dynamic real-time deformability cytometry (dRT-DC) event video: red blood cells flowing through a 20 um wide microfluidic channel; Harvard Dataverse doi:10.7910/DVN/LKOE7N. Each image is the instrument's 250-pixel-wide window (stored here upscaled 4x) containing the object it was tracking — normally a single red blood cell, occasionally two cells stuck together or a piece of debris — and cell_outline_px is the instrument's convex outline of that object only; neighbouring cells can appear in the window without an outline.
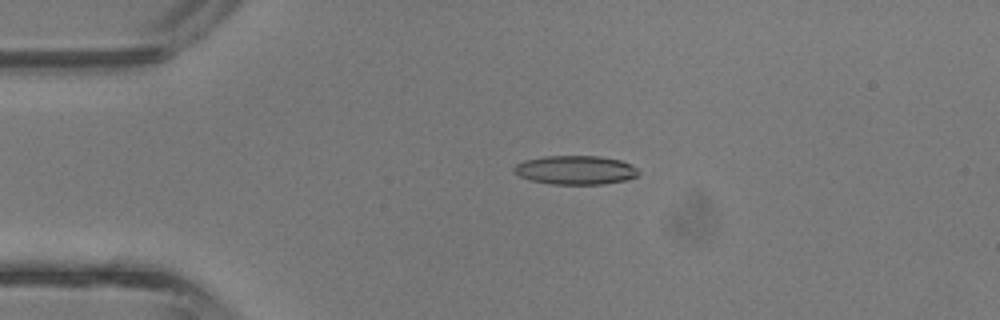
{"species": "common noctule bat (a hibernating species)", "species_latin": "Nyctalus noctula", "temperature_condition": "room temperature", "stored_images_in_passage": 34, "camera_frame_rate_fps": 3000, "um_per_image_px": 0.085, "animal": {"sex": "male", "body_mass_g": 13.3}, "frame": {"image": 1, "passage_image": 1, "time_ms": 0.0, "image_size_px": [1000, 320], "cell_outline_px": [[640, 172], [636, 176], [628, 180], [604, 184], [552, 184], [532, 180], [520, 176], [512, 172], [512, 168], [516, 164], [524, 160], [544, 156], [600, 156], [620, 160], [632, 164]], "centroid_in_image_um": [48.92, 14.45], "position_along_channel_um": 36.1, "area_um2": 21.1}}
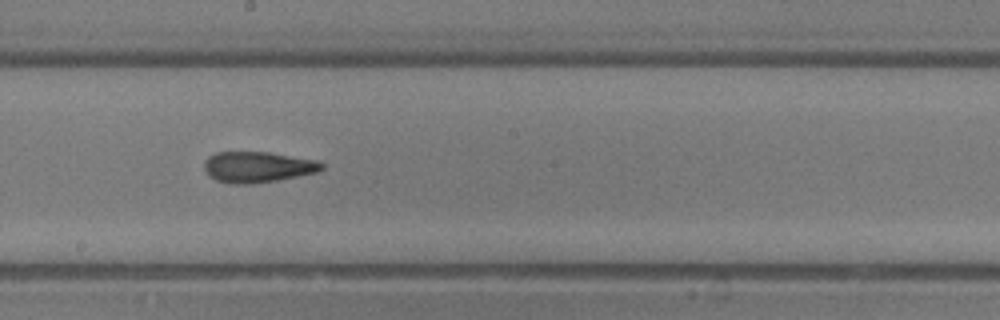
{"frame": {"image": 2, "passage_image": 15, "time_ms": 4.667, "image_size_px": [1000, 320], "cell_outline_px": [[324, 168], [316, 172], [276, 180], [248, 184], [232, 184], [216, 180], [208, 176], [204, 168], [204, 164], [208, 156], [216, 152], [268, 152], [320, 160], [324, 164]], "centroid_in_image_um": [21.9, 14.18], "position_along_channel_um": 226.3, "area_um2": 21.15}}
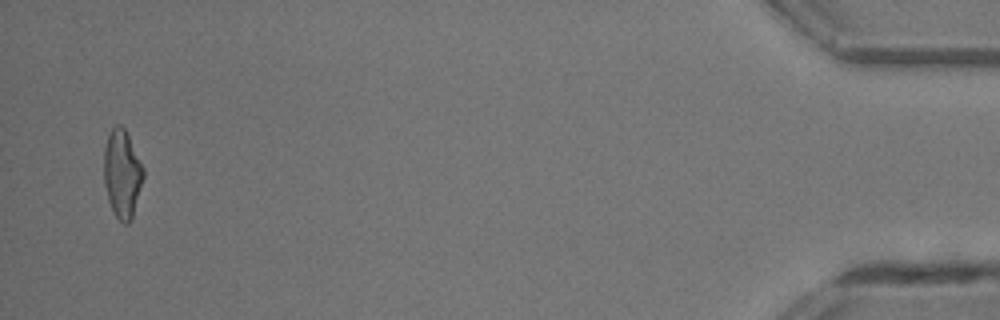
{"frame": {"image": 3, "passage_image": 33, "time_ms": 10.667, "image_size_px": [1000, 320], "cell_outline_px": [[144, 176], [132, 216], [128, 224], [124, 224], [116, 216], [108, 200], [104, 184], [104, 148], [108, 136], [112, 128], [116, 124], [120, 124], [124, 128], [144, 168]], "centroid_in_image_um": [10.37, 14.76], "position_along_channel_um": 424.8, "area_um2": 19.94}, "authors_computed_cell_mechanics": {"area_um2": 20.6346, "velocity_mm_per_s": 4.8331, "shape_relaxation_time_tau1_ms": 5.6704, "shape_relaxation_time_tau2_ms": 2.5301, "deformation_change_tau1": 0.2235, "deformation_change_tau2": 0.1373}}